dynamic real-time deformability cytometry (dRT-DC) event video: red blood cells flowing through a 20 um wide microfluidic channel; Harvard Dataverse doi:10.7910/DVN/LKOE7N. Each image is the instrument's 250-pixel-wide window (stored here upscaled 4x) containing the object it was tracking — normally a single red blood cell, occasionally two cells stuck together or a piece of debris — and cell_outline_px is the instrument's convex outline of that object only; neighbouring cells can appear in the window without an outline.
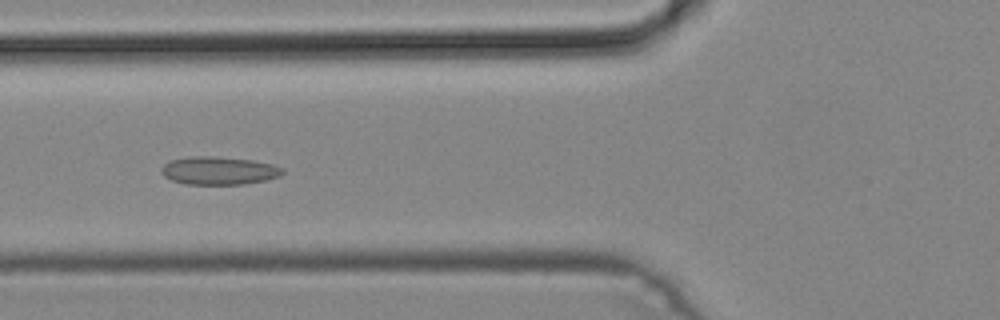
{"species": "common noctule bat (a hibernating species)", "species_latin": "Nyctalus noctula", "temperature_condition": "cold", "stored_images_in_passage": 48, "camera_frame_rate_fps": 3000, "um_per_image_px": 0.085, "animal": {"sex": "male", "body_mass_g": 19.2, "forearm_length_mm": 51.8}, "frame": {"image": 1, "passage_image": 18, "time_ms": 5.667, "image_size_px": [1000, 320], "cell_outline_px": [[284, 172], [280, 176], [264, 180], [244, 184], [184, 184], [172, 180], [164, 176], [160, 172], [160, 168], [164, 164], [172, 160], [192, 156], [212, 156], [252, 160], [272, 164], [284, 168]], "centroid_in_image_um": [18.59, 14.5], "position_along_channel_um": 107.2, "area_um2": 19.77}}
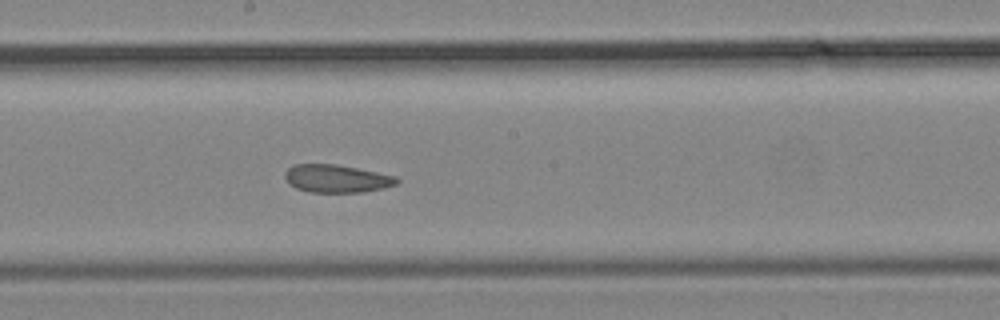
{"frame": {"image": 2, "passage_image": 26, "time_ms": 8.333, "image_size_px": [1000, 320], "cell_outline_px": [[400, 180], [396, 184], [384, 188], [364, 192], [308, 192], [296, 188], [288, 184], [284, 176], [284, 172], [292, 164], [336, 164], [396, 176]], "centroid_in_image_um": [28.58, 15.18], "position_along_channel_um": 219.6, "area_um2": 18.26}}
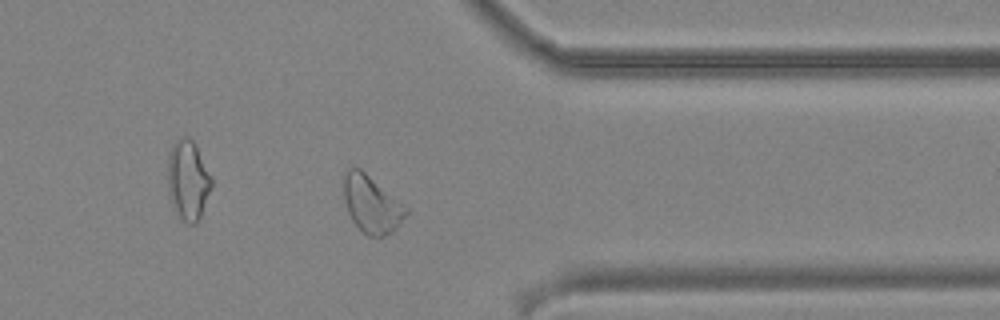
{"frame": {"image": 3, "passage_image": 38, "time_ms": 12.333, "image_size_px": [1000, 320], "cell_outline_px": [[408, 212], [396, 228], [392, 232], [384, 236], [368, 236], [352, 220], [348, 212], [344, 200], [344, 172], [348, 168], [360, 168], [408, 208]], "centroid_in_image_um": [31.57, 17.35], "position_along_channel_um": 379.8, "area_um2": 20.4}}